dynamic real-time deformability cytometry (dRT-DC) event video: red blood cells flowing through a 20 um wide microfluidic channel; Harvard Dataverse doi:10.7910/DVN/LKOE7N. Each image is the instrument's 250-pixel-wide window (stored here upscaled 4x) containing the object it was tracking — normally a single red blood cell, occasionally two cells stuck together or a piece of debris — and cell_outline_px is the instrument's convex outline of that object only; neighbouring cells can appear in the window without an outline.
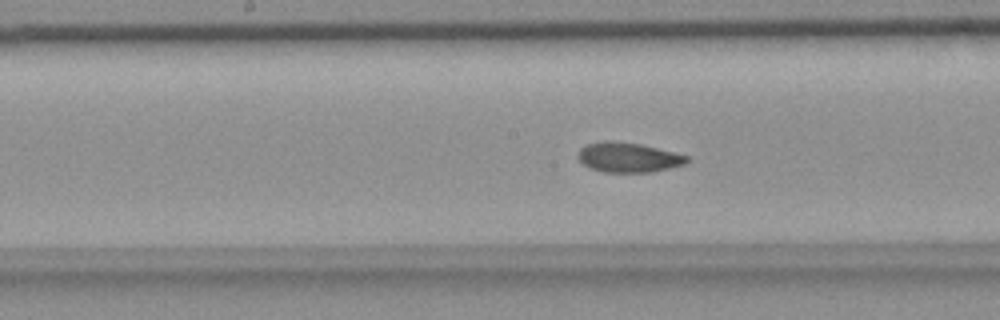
{"species": "common noctule bat (a hibernating species)", "species_latin": "Nyctalus noctula", "temperature_condition": "room temperature", "stored_images_in_passage": 55, "segment_of_instrument_passage": [1, 2], "camera_frame_rate_fps": 3000, "um_per_image_px": 0.085, "animal": {"sex": "female", "body_mass_g": 18.4}, "frame": {"image": 1, "passage_image": 27, "time_ms": 8.667, "image_size_px": [1000, 320], "cell_outline_px": [[688, 160], [684, 164], [652, 172], [604, 172], [588, 168], [576, 156], [580, 148], [588, 144], [604, 140], [608, 140], [640, 144], [688, 156]], "centroid_in_image_um": [53.35, 13.38], "position_along_channel_um": 194.9, "area_um2": 18.73}}
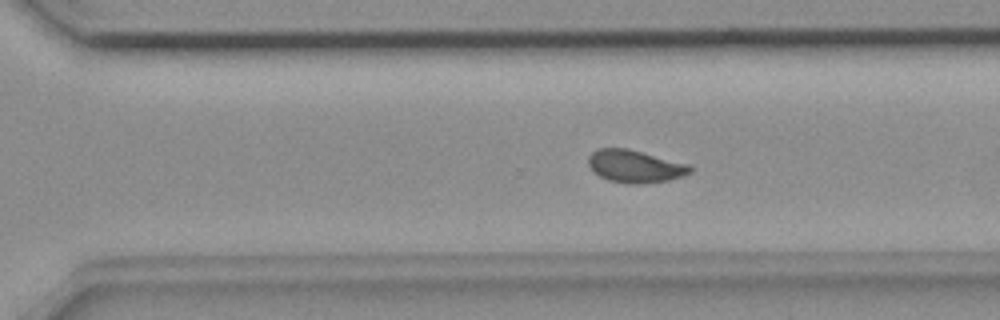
{"frame": {"image": 2, "passage_image": 37, "time_ms": 12.0, "image_size_px": [1000, 320], "cell_outline_px": [[692, 172], [684, 176], [668, 180], [644, 184], [628, 184], [608, 180], [592, 172], [588, 164], [588, 156], [592, 152], [600, 148], [628, 148], [688, 164], [692, 168]], "centroid_in_image_um": [53.96, 14.14], "position_along_channel_um": 316.6, "area_um2": 19.48}}
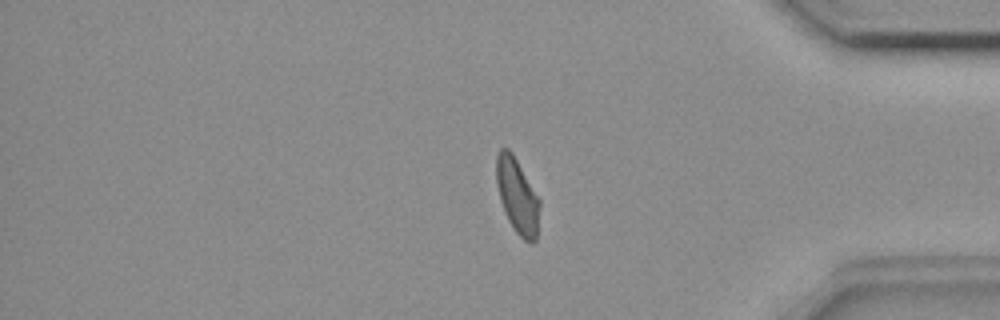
{"frame": {"image": 3, "passage_image": 45, "time_ms": 14.667, "image_size_px": [1000, 320], "cell_outline_px": [[540, 204], [536, 240], [532, 244], [528, 244], [516, 232], [508, 220], [504, 212], [500, 200], [496, 184], [496, 156], [500, 148], [508, 148], [512, 152], [540, 200]], "centroid_in_image_um": [43.96, 16.67], "position_along_channel_um": 391.2, "area_um2": 19.02}}